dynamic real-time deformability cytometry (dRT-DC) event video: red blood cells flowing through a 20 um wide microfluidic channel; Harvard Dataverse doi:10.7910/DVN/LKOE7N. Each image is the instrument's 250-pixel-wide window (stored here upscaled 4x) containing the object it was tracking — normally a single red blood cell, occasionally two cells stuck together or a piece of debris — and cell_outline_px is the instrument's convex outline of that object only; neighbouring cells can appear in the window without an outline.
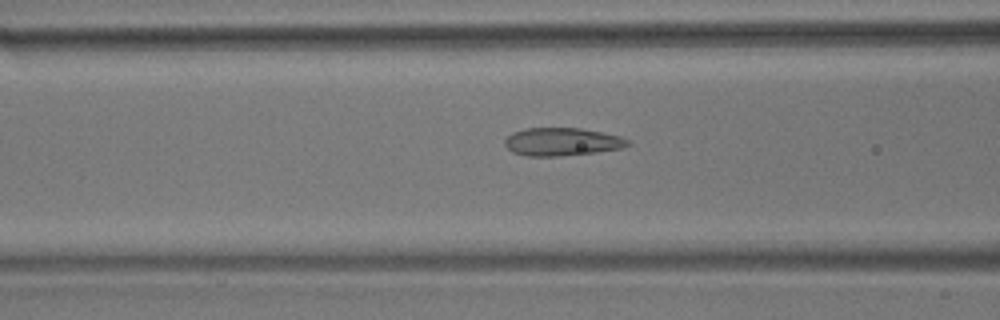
{"species": "common noctule bat (a hibernating species)", "species_latin": "Nyctalus noctula", "temperature_condition": "room temperature", "stored_images_in_passage": 55, "camera_frame_rate_fps": 3000, "um_per_image_px": 0.085, "animal": {"sex": "male", "body_mass_g": 17.9}, "frame": {"image": 1, "passage_image": 21, "time_ms": 6.667, "image_size_px": [1000, 320], "cell_outline_px": [[632, 144], [624, 148], [596, 152], [560, 156], [528, 156], [512, 152], [504, 144], [504, 140], [512, 132], [524, 128], [580, 128], [620, 136], [628, 140]], "centroid_in_image_um": [47.77, 12.05], "position_along_channel_um": 118.8, "area_um2": 20.11}}
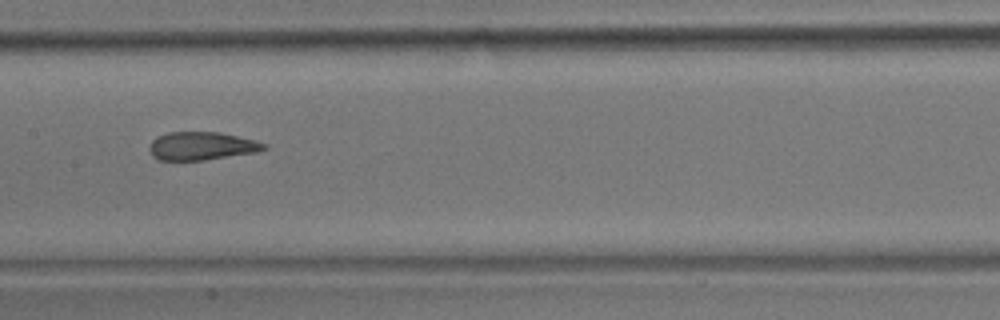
{"frame": {"image": 2, "passage_image": 27, "time_ms": 8.667, "image_size_px": [1000, 320], "cell_outline_px": [[268, 148], [256, 152], [204, 160], [160, 160], [152, 156], [148, 148], [152, 140], [156, 136], [168, 132], [220, 132], [256, 140], [268, 144]], "centroid_in_image_um": [17.14, 12.4], "position_along_channel_um": 190.3, "area_um2": 18.96}}
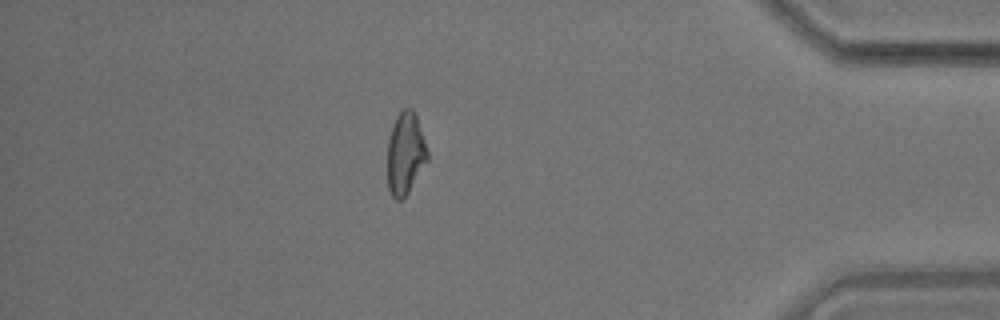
{"frame": {"image": 3, "passage_image": 48, "time_ms": 15.667, "image_size_px": [1000, 320], "cell_outline_px": [[428, 160], [404, 200], [396, 200], [392, 196], [388, 188], [388, 140], [392, 124], [400, 108], [412, 108], [416, 116], [428, 152]], "centroid_in_image_um": [34.45, 13.05], "position_along_channel_um": 400.8, "area_um2": 19.31}, "authors_computed_cell_mechanics": {"area_um2": 19.8254, "velocity_mm_per_s": 3.5599, "shape_relaxation_time_tau1_ms": 6.823, "shape_relaxation_time_tau2_ms": 1.8038, "deformation_change_tau1": 0.1784, "deformation_change_tau2": 0.0721}}